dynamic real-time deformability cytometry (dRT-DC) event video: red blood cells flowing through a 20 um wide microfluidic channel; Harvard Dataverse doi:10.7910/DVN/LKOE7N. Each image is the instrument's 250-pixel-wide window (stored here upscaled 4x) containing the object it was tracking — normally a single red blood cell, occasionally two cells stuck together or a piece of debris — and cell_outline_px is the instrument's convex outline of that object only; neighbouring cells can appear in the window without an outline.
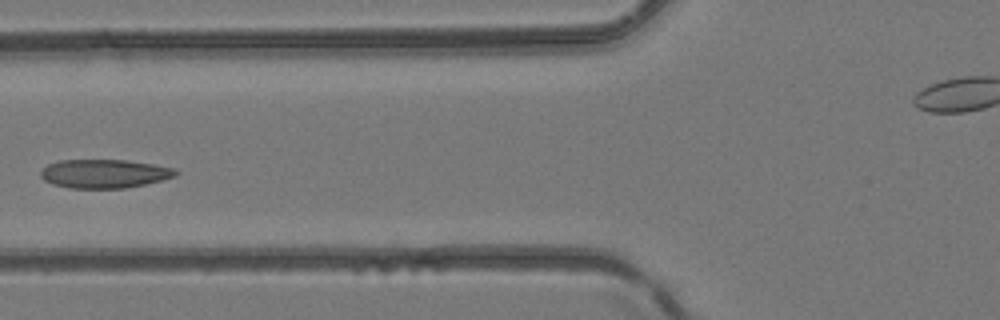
{"species": "common noctule bat (a hibernating species)", "species_latin": "Nyctalus noctula", "temperature_condition": "room temperature", "stored_images_in_passage": 5, "camera_frame_rate_fps": 3000, "um_per_image_px": 0.085, "animal": {"sex": "female", "body_mass_g": 24.6, "forearm_length_mm": 56.2}, "frame": {"image": 1, "passage_image": 5, "time_ms": 1.333, "image_size_px": [1000, 320], "cell_outline_px": [[180, 172], [176, 176], [144, 184], [124, 188], [72, 188], [52, 184], [44, 180], [40, 176], [40, 172], [48, 164], [60, 160], [128, 160], [176, 168]], "centroid_in_image_um": [8.88, 14.75], "position_along_channel_um": 116.9, "area_um2": 22.54}}